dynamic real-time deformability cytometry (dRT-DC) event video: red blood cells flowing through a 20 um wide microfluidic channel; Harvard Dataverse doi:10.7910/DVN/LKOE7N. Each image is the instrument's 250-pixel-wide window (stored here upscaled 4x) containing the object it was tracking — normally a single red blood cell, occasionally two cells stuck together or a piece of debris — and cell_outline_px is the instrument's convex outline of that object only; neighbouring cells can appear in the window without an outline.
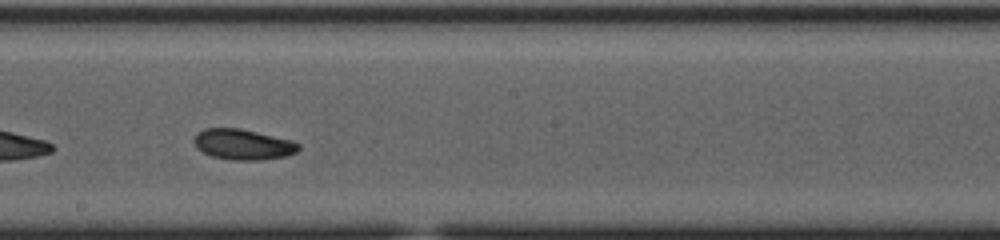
{"species": "common noctule bat (a hibernating species)", "species_latin": "Nyctalus noctula", "temperature_condition": "cold", "stored_images_in_passage": 30, "camera_frame_rate_fps": 3000, "um_per_image_px": 0.085, "animal": {"sex": "female", "body_mass_g": 23.0, "forearm_length_mm": 53.4}, "frame": {"image": 1, "passage_image": 18, "time_ms": 5.667, "image_size_px": [1000, 240], "cell_outline_px": [[300, 148], [296, 152], [288, 156], [260, 160], [232, 160], [212, 156], [196, 148], [192, 140], [196, 132], [204, 128], [240, 128], [292, 140], [300, 144]], "centroid_in_image_um": [20.64, 12.27], "position_along_channel_um": 227.6, "area_um2": 18.84}, "authors_computed_cell_mechanics": {"area_um2": 18.1492, "velocity_mm_per_s": 3.7056, "shape_relaxation_time_tau1_ms": 2.9125, "shape_relaxation_time_tau2_ms": 3.2912, "deformation_change_tau1": 0.1109, "deformation_change_tau2": 0.0786}}